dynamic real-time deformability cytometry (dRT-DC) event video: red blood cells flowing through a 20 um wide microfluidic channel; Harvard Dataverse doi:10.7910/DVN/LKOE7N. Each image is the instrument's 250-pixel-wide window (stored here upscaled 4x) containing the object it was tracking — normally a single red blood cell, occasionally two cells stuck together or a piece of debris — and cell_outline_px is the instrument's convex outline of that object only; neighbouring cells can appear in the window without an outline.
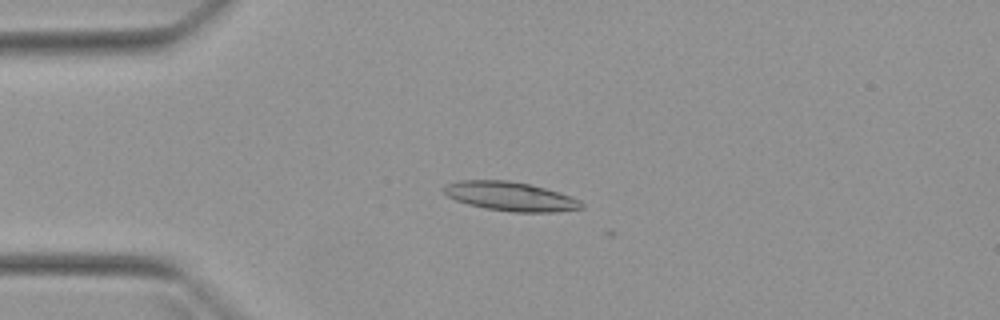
{"species": "Egyptian fruit bat (a non-hibernating species)", "species_latin": "Rousettus aegyptiacus", "temperature_condition": "warm", "stored_images_in_passage": 9, "camera_frame_rate_fps": 3000, "um_per_image_px": 0.085, "animal": {"sex": "female"}, "frame": {"image": 1, "passage_image": 4, "time_ms": 1.0, "image_size_px": [1000, 320], "cell_outline_px": [[584, 208], [556, 212], [512, 212], [484, 208], [468, 204], [456, 200], [448, 196], [440, 188], [444, 184], [460, 180], [508, 180], [528, 184], [560, 192], [572, 196], [580, 200], [584, 204]], "centroid_in_image_um": [43.38, 16.69], "position_along_channel_um": 41.6, "area_um2": 23.52}}